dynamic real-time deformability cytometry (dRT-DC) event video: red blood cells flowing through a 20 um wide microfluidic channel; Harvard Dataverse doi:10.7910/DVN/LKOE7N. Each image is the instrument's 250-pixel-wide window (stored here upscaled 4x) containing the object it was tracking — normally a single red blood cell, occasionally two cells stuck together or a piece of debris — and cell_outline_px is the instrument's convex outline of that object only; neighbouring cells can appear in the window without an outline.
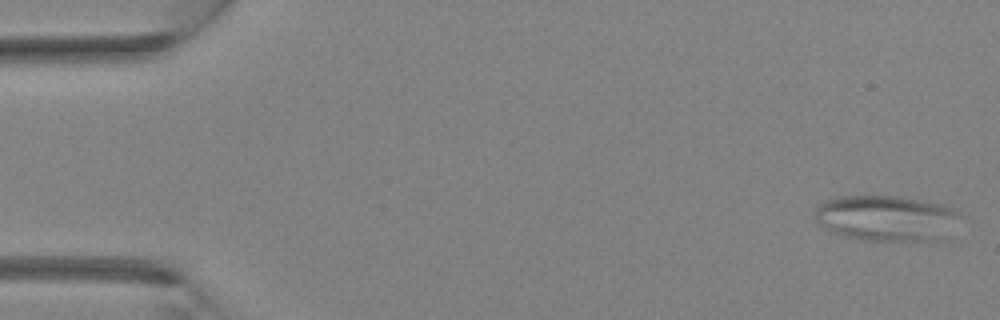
{"species": "Egyptian fruit bat (a non-hibernating species)", "species_latin": "Rousettus aegyptiacus", "temperature_condition": "room temperature", "stored_images_in_passage": 38, "camera_frame_rate_fps": 3000, "um_per_image_px": 0.085, "animal": {"sex": "female"}, "frame": {"image": 1, "passage_image": 1, "time_ms": 0.0, "image_size_px": [1000, 320], "cell_outline_px": [[960, 216], [944, 240], [860, 240], [844, 236], [824, 228], [816, 220], [816, 208], [824, 200], [836, 196], [896, 196], [920, 200], [940, 204], [956, 208], [960, 212]], "centroid_in_image_um": [75.35, 18.54], "position_along_channel_um": 9.6, "area_um2": 38.67}}
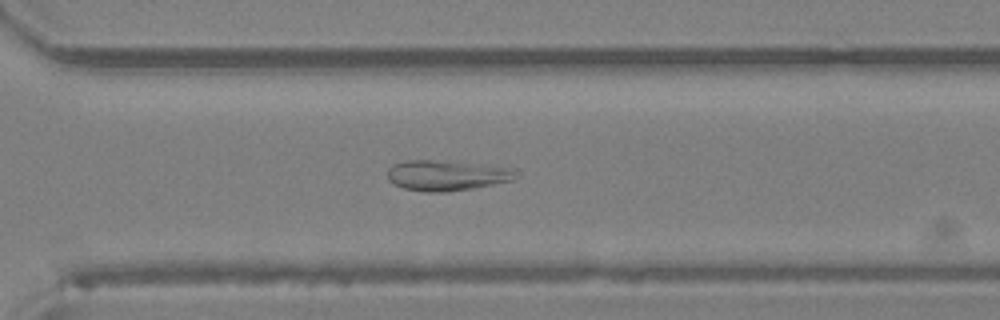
{"frame": {"image": 2, "passage_image": 27, "time_ms": 8.667, "image_size_px": [1000, 320], "cell_outline_px": [[512, 180], [472, 188], [444, 192], [424, 192], [404, 188], [388, 180], [388, 168], [392, 164], [404, 160], [428, 160], [512, 168]], "centroid_in_image_um": [37.82, 14.92], "position_along_channel_um": 332.8, "area_um2": 21.96}}
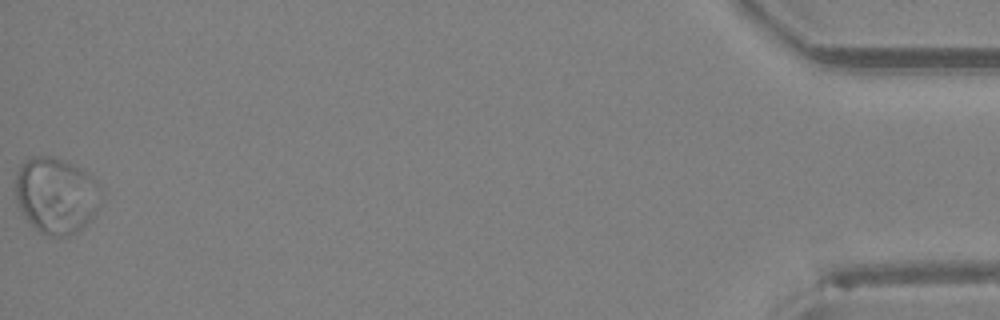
{"frame": {"image": 3, "passage_image": 38, "time_ms": 12.333, "image_size_px": [1000, 320], "cell_outline_px": [[96, 212], [76, 232], [68, 236], [52, 236], [40, 232], [24, 216], [20, 208], [16, 196], [16, 176], [24, 160], [32, 156], [52, 156], [64, 160], [80, 168], [92, 176], [96, 208]], "centroid_in_image_um": [4.67, 16.59], "position_along_channel_um": 430.5, "area_um2": 36.53}}